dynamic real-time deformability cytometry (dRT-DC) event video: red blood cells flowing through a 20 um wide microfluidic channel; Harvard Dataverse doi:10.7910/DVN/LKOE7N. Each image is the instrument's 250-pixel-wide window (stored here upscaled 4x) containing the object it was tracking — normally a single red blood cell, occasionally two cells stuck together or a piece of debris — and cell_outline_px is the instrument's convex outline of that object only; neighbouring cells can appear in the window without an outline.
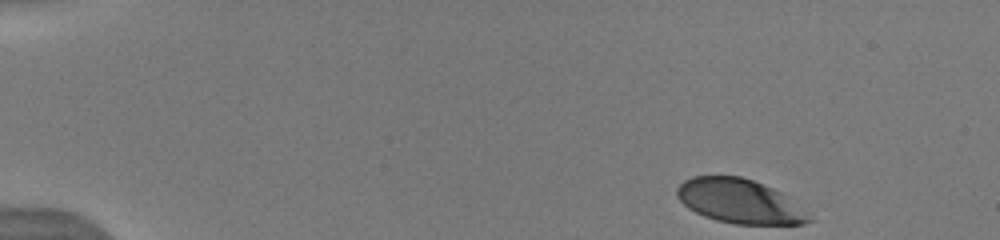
{"species": "human", "species_latin": "Homo sapiens", "temperature_condition": "warm", "stored_images_in_passage": 47, "camera_frame_rate_fps": 3000, "um_per_image_px": 0.085, "donor": {"sex": "male"}, "frame": {"image": 1, "passage_image": 1, "time_ms": 0.0, "image_size_px": [1000, 240], "cell_outline_px": [[812, 220], [804, 224], [736, 224], [716, 220], [704, 216], [688, 208], [676, 196], [676, 188], [684, 180], [692, 176], [740, 176], [752, 180], [772, 188], [780, 192], [808, 212]], "centroid_in_image_um": [62.84, 17.11], "position_along_channel_um": 22.2, "area_um2": 33.81}}
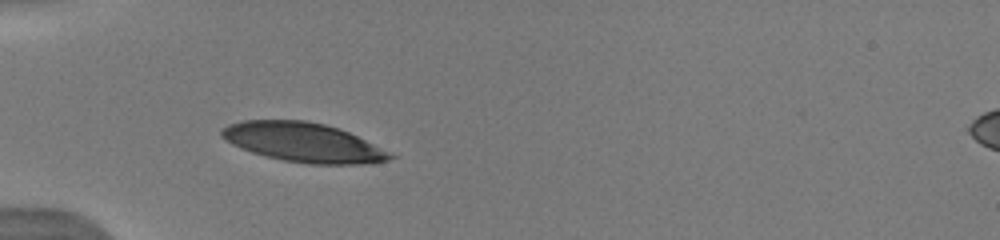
{"frame": {"image": 2, "passage_image": 12, "time_ms": 3.667, "image_size_px": [1000, 240], "cell_outline_px": [[400, 156], [388, 160], [372, 164], [308, 164], [284, 160], [264, 156], [252, 152], [232, 144], [224, 140], [220, 136], [220, 128], [228, 124], [240, 120], [308, 120], [340, 128], [392, 152]], "centroid_in_image_um": [25.81, 12.1], "position_along_channel_um": 59.2, "area_um2": 39.13}}
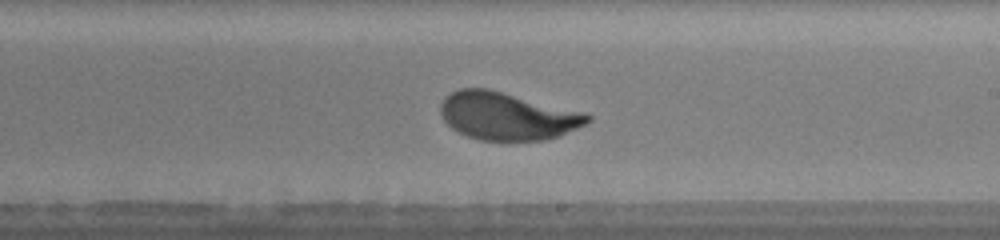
{"frame": {"image": 3, "passage_image": 27, "time_ms": 8.667, "image_size_px": [1000, 240], "cell_outline_px": [[592, 120], [560, 136], [544, 140], [480, 140], [468, 136], [452, 128], [444, 120], [440, 112], [440, 104], [444, 96], [460, 88], [488, 88], [588, 112], [592, 116]], "centroid_in_image_um": [43.15, 9.84], "position_along_channel_um": 245.9, "area_um2": 41.15}, "authors_computed_cell_mechanics": {"area_um2": 41.038, "velocity_mm_per_s": 3.9486, "shape_relaxation_time_tau1_ms": 2.8063, "shape_relaxation_time_tau2_ms": null, "deformation_change_tau1": 0.1587, "deformation_change_tau2": null}}